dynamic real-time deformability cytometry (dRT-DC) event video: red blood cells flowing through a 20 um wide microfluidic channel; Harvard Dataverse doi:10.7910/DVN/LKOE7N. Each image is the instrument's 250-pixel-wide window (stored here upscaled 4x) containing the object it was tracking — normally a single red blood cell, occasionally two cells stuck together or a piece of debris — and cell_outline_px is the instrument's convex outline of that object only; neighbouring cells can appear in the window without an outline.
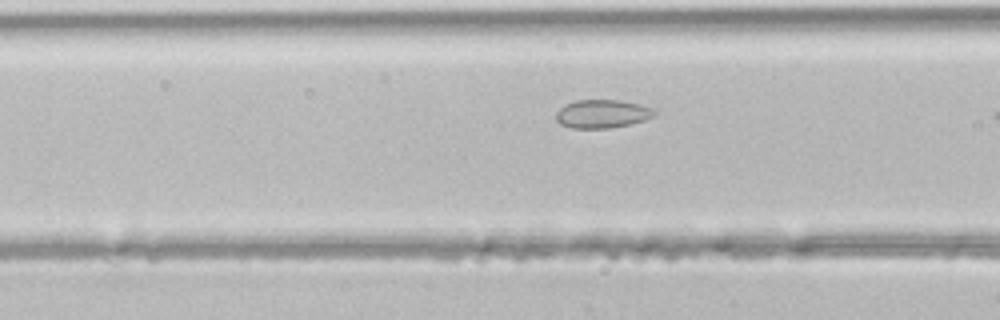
{"species": "common noctule bat (a hibernating species)", "species_latin": "Nyctalus noctula", "temperature_condition": "room temperature", "stored_images_in_passage": 4, "camera_frame_rate_fps": 3000, "um_per_image_px": 0.085, "animal": {"sex": "male", "body_mass_g": 21.5, "forearm_length_mm": 52.0}, "frame": {"image": 1, "passage_image": 4, "time_ms": 1.0, "image_size_px": [1000, 320], "cell_outline_px": [[656, 116], [644, 120], [628, 124], [608, 128], [572, 128], [560, 124], [556, 120], [556, 112], [564, 104], [576, 100], [620, 100], [652, 108], [656, 112]], "centroid_in_image_um": [51.16, 9.67], "position_along_channel_um": 115.4, "area_um2": 16.18}}